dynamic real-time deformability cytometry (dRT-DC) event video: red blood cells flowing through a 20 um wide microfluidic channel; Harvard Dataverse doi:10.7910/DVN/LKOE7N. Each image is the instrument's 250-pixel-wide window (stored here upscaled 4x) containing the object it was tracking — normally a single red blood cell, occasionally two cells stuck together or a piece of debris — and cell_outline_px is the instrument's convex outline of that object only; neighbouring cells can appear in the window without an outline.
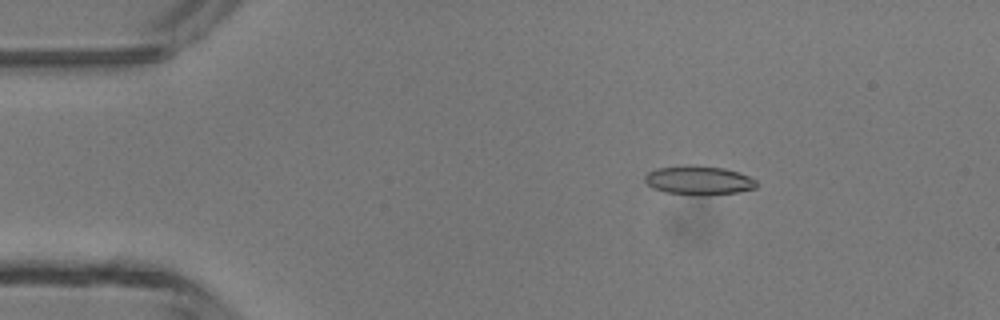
{"species": "common noctule bat (a hibernating species)", "species_latin": "Nyctalus noctula", "temperature_condition": "room temperature", "stored_images_in_passage": 47, "camera_frame_rate_fps": 3000, "um_per_image_px": 0.085, "animal": {"sex": "male", "body_mass_g": 13.3}, "frame": {"image": 1, "passage_image": 8, "time_ms": 2.333, "image_size_px": [1000, 320], "cell_outline_px": [[760, 184], [756, 188], [736, 192], [708, 196], [700, 196], [664, 192], [652, 188], [644, 180], [644, 176], [648, 172], [656, 168], [688, 164], [696, 164], [724, 168], [748, 176], [756, 180]], "centroid_in_image_um": [59.38, 15.33], "position_along_channel_um": 25.6, "area_um2": 19.31}}
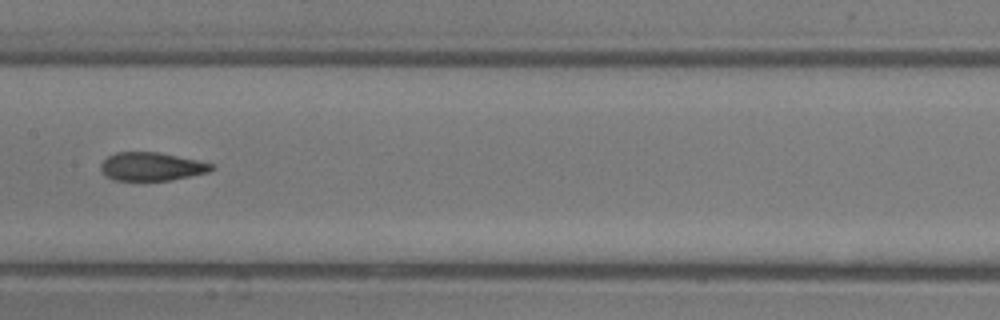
{"frame": {"image": 2, "passage_image": 24, "time_ms": 7.667, "image_size_px": [1000, 320], "cell_outline_px": [[216, 168], [208, 172], [172, 180], [112, 180], [104, 176], [100, 168], [100, 164], [108, 156], [116, 152], [160, 152], [216, 164]], "centroid_in_image_um": [12.89, 14.15], "position_along_channel_um": 194.5, "area_um2": 18.5}}
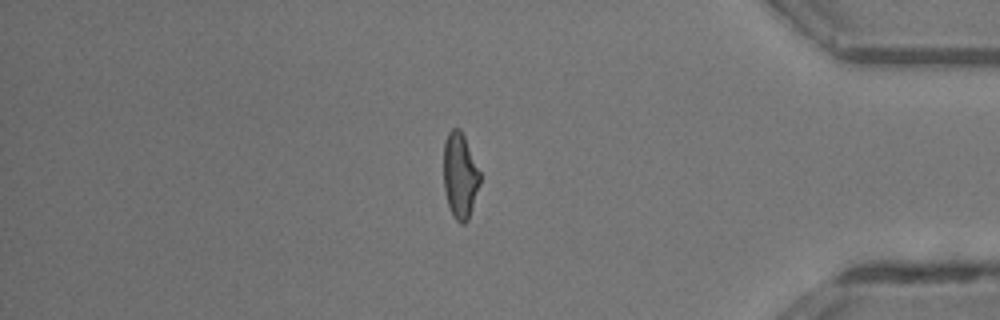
{"frame": {"image": 3, "passage_image": 40, "time_ms": 13.0, "image_size_px": [1000, 320], "cell_outline_px": [[480, 184], [468, 220], [464, 224], [460, 224], [452, 216], [448, 204], [444, 188], [444, 140], [448, 132], [452, 128], [460, 128], [464, 136], [480, 172]], "centroid_in_image_um": [39.09, 14.93], "position_along_channel_um": 396.1, "area_um2": 18.15}, "authors_computed_cell_mechanics": {"area_um2": 18.7272, "velocity_mm_per_s": 4.4066, "shape_relaxation_time_tau1_ms": null, "shape_relaxation_time_tau2_ms": 1.7811, "deformation_change_tau1": null, "deformation_change_tau2": 0.0944}}